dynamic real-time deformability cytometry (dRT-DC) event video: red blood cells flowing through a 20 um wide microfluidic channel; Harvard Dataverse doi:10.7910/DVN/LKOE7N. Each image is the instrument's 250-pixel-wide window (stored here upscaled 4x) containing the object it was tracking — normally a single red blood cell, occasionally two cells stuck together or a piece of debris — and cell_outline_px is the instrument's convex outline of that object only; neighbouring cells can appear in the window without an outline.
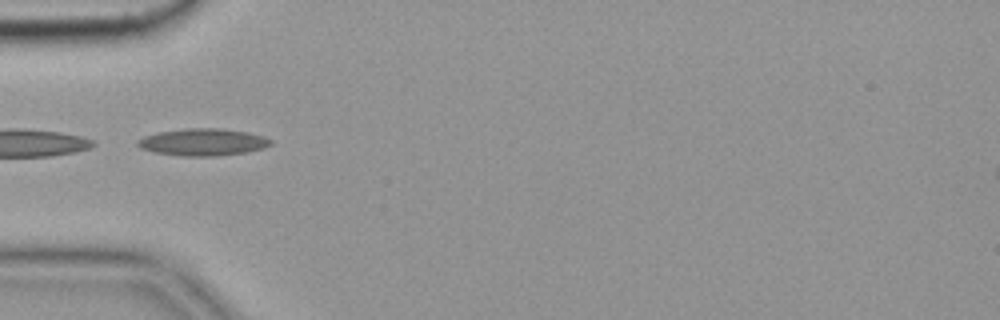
{"species": "common noctule bat (a hibernating species)", "species_latin": "Nyctalus noctula", "temperature_condition": "cold", "stored_images_in_passage": 9, "camera_frame_rate_fps": 3000, "um_per_image_px": 0.085, "animal": {"sex": "female", "body_mass_g": 19.9}, "frame": {"image": 1, "passage_image": 3, "time_ms": 0.667, "image_size_px": [1000, 320], "cell_outline_px": [[272, 144], [264, 148], [244, 152], [216, 156], [180, 156], [152, 152], [140, 148], [136, 144], [136, 140], [144, 136], [156, 132], [184, 128], [220, 128], [248, 132], [264, 136], [272, 140]], "centroid_in_image_um": [17.21, 12.07], "position_along_channel_um": 67.8, "area_um2": 21.27}}